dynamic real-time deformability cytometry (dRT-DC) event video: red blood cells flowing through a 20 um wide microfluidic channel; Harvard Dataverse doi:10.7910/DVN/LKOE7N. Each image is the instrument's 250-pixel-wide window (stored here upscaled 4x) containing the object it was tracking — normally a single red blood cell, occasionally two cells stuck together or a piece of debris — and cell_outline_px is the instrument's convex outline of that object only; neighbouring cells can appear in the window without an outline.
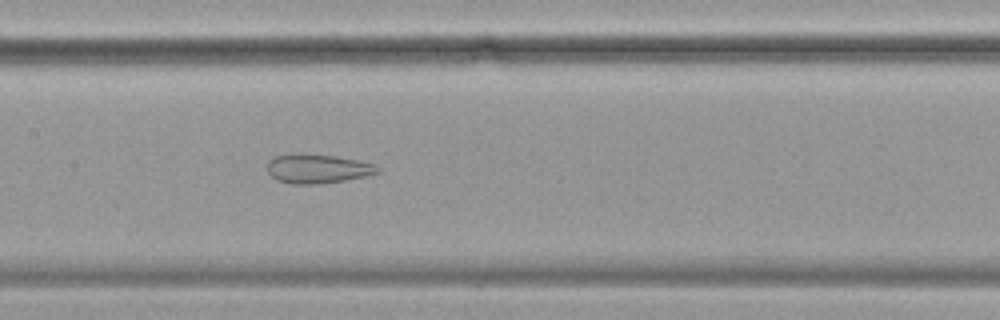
{"species": "common noctule bat (a hibernating species)", "species_latin": "Nyctalus noctula", "temperature_condition": "cold", "stored_images_in_passage": 45, "camera_frame_rate_fps": 3000, "um_per_image_px": 0.085, "animal": {"sex": "female", "body_mass_g": 19.9}, "frame": {"image": 1, "passage_image": 15, "time_ms": 4.667, "image_size_px": [1000, 320], "cell_outline_px": [[384, 168], [380, 172], [364, 176], [344, 180], [320, 184], [292, 184], [276, 180], [268, 172], [268, 160], [276, 156], [292, 152], [304, 152], [360, 160], [376, 164]], "centroid_in_image_um": [27.01, 14.32], "position_along_channel_um": 180.4, "area_um2": 19.19}}
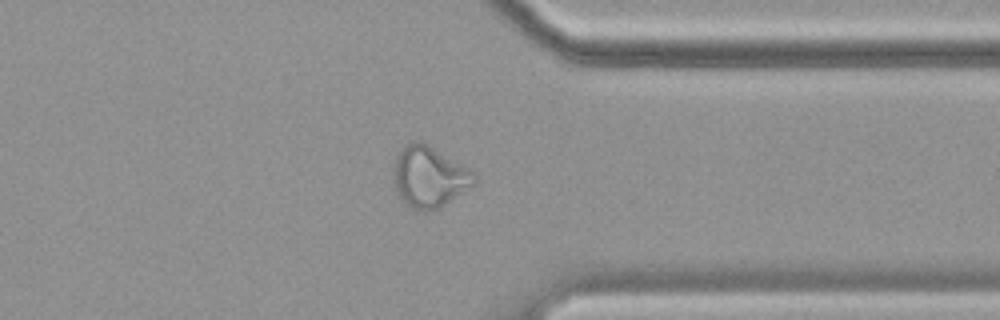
{"frame": {"image": 2, "passage_image": 32, "time_ms": 10.333, "image_size_px": [1000, 320], "cell_outline_px": [[476, 180], [472, 184], [440, 208], [424, 212], [412, 208], [404, 204], [400, 200], [396, 192], [392, 180], [392, 168], [396, 156], [400, 148], [412, 140], [420, 140], [428, 144], [476, 172]], "centroid_in_image_um": [36.41, 15.01], "position_along_channel_um": 375.0, "area_um2": 29.19}}
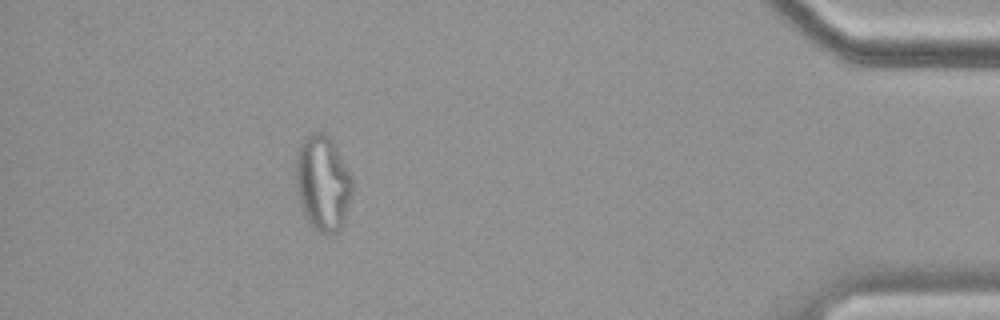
{"frame": {"image": 3, "passage_image": 39, "time_ms": 12.667, "image_size_px": [1000, 320], "cell_outline_px": [[352, 196], [340, 228], [336, 232], [320, 232], [312, 228], [300, 204], [296, 188], [296, 152], [304, 136], [312, 132], [324, 132], [332, 140], [352, 176]], "centroid_in_image_um": [27.42, 15.51], "position_along_channel_um": 407.8, "area_um2": 31.33}, "authors_computed_cell_mechanics": {"area_um2": 25.2008, "velocity_mm_per_s": 3.5037, "shape_relaxation_time_tau1_ms": null, "shape_relaxation_time_tau2_ms": 1.6939, "deformation_change_tau1": null, "deformation_change_tau2": 0.0943}}